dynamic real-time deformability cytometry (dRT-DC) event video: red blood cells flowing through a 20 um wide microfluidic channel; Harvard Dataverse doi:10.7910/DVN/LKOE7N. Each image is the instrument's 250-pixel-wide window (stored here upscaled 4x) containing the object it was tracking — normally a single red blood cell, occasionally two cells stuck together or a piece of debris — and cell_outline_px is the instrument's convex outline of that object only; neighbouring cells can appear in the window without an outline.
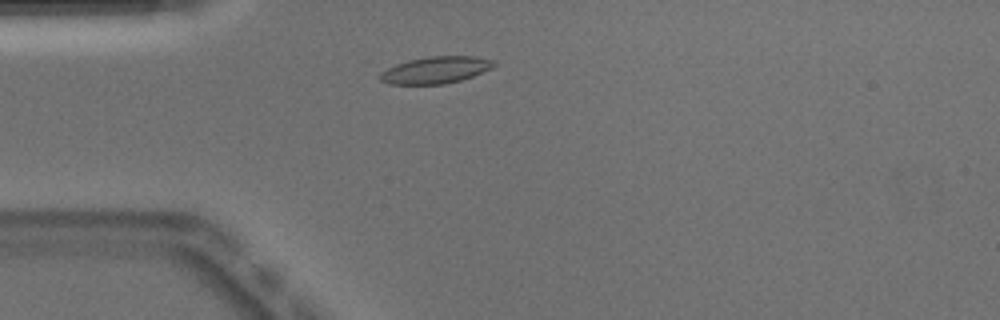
{"species": "Egyptian fruit bat (a non-hibernating species)", "species_latin": "Rousettus aegyptiacus", "temperature_condition": "warm", "stored_images_in_passage": 45, "camera_frame_rate_fps": 3000, "um_per_image_px": 0.085, "animal": {"sex": "male"}, "frame": {"image": 1, "passage_image": 7, "time_ms": 2.0, "image_size_px": [1000, 320], "cell_outline_px": [[496, 64], [492, 68], [472, 76], [460, 80], [444, 84], [388, 84], [380, 80], [380, 76], [388, 68], [396, 64], [408, 60], [428, 56], [476, 56], [496, 60]], "centroid_in_image_um": [37.08, 5.94], "position_along_channel_um": 47.9, "area_um2": 17.74}, "authors_computed_cell_mechanics": {"area_um2": 17.8602, "velocity_mm_per_s": 3.8976, "shape_relaxation_time_tau1_ms": null, "shape_relaxation_time_tau2_ms": 1.1536, "deformation_change_tau1": null, "deformation_change_tau2": 0.0508}}